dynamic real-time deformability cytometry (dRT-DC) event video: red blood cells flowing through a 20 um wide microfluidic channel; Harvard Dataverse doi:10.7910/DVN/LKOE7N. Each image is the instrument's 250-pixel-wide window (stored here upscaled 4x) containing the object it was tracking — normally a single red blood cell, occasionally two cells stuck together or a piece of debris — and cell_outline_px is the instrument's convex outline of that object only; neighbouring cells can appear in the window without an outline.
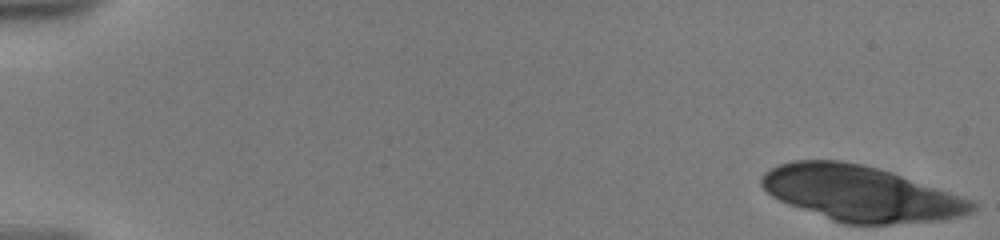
{"species": "human", "species_latin": "Homo sapiens", "temperature_condition": "warm", "stored_images_in_passage": 20, "camera_frame_rate_fps": 3000, "um_per_image_px": 0.085, "donor": {"sex": "male"}, "frame": {"image": 1, "passage_image": 1, "time_ms": 0.0, "image_size_px": [1000, 240], "cell_outline_px": [[976, 212], [964, 216], [944, 220], [888, 224], [844, 224], [832, 220], [788, 204], [772, 196], [760, 184], [760, 180], [764, 172], [780, 164], [792, 160], [840, 160], [860, 164], [892, 172], [972, 200], [976, 204]], "centroid_in_image_um": [73.18, 16.46], "position_along_channel_um": 11.8, "area_um2": 67.68}}